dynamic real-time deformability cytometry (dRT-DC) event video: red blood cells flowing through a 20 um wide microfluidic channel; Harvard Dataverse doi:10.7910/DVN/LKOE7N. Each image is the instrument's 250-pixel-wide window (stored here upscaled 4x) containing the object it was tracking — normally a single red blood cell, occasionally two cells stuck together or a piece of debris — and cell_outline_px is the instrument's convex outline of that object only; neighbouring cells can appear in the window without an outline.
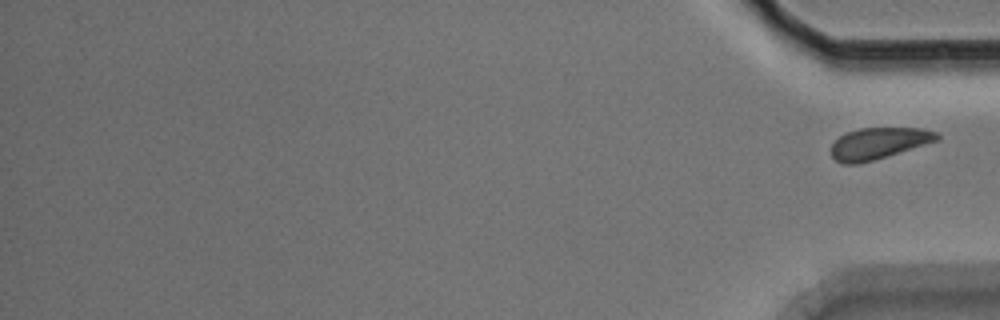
{"species": "Egyptian fruit bat (a non-hibernating species)", "species_latin": "Rousettus aegyptiacus", "temperature_condition": "room temperature", "stored_images_in_passage": 11, "segment_of_instrument_passage": [2, 2], "camera_frame_rate_fps": 3000, "um_per_image_px": 0.085, "animal": {"sex": "male"}, "frame": {"image": 1, "passage_image": 11, "time_ms": 3.333, "image_size_px": [1000, 320], "cell_outline_px": [[940, 140], [860, 164], [844, 164], [836, 160], [832, 156], [832, 144], [840, 136], [848, 132], [860, 128], [924, 128], [936, 132], [940, 136]], "centroid_in_image_um": [74.71, 12.18], "position_along_channel_um": 360.5, "area_um2": 19.31}}